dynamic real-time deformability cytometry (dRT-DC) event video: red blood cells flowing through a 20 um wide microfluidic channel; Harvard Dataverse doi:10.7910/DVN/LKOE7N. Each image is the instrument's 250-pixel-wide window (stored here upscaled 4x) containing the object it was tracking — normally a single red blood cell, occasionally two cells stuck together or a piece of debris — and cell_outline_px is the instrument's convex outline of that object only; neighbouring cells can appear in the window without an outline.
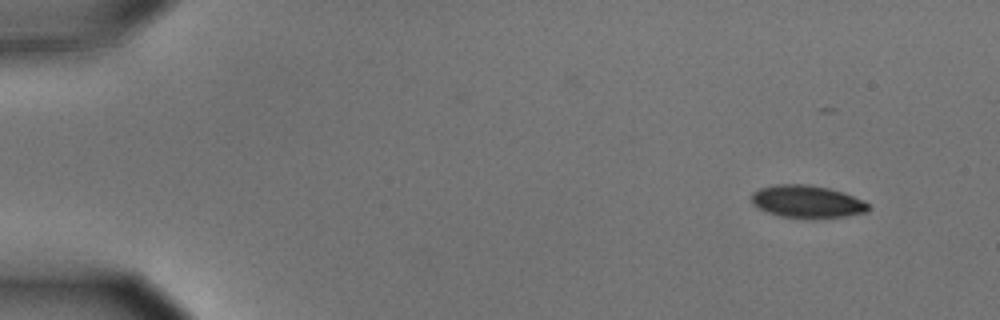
{"species": "common noctule bat (a hibernating species)", "species_latin": "Nyctalus noctula", "temperature_condition": "cold", "stored_images_in_passage": 7, "camera_frame_rate_fps": 3000, "um_per_image_px": 0.085, "animal": {"sex": "male", "body_mass_g": 15.6}, "frame": {"image": 1, "passage_image": 1, "time_ms": 0.0, "image_size_px": [1000, 320], "cell_outline_px": [[872, 208], [868, 212], [844, 216], [812, 220], [780, 216], [768, 212], [752, 204], [752, 192], [760, 188], [776, 184], [808, 184], [828, 188], [844, 192], [864, 200]], "centroid_in_image_um": [68.64, 17.15], "position_along_channel_um": 16.4, "area_um2": 22.6}}
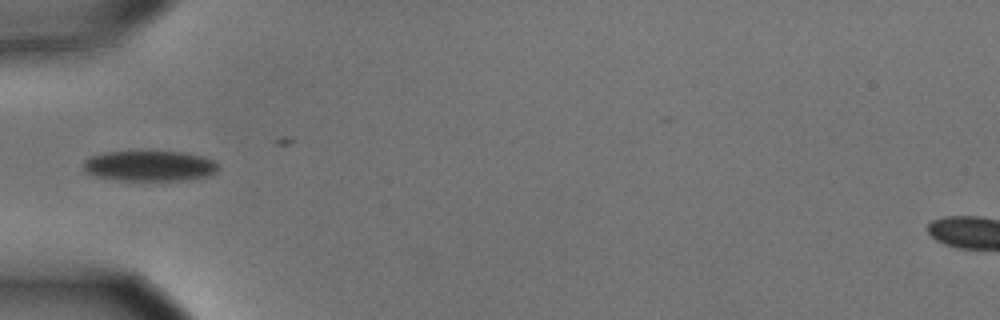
{"frame": {"image": 2, "passage_image": 5, "time_ms": 1.333, "image_size_px": [1000, 320], "cell_outline_px": [[220, 168], [216, 172], [208, 176], [188, 180], [116, 180], [96, 176], [88, 172], [84, 168], [84, 160], [92, 156], [108, 152], [184, 152], [204, 156], [216, 160], [220, 164]], "centroid_in_image_um": [12.82, 14.1], "position_along_channel_um": 72.2, "area_um2": 23.99}}
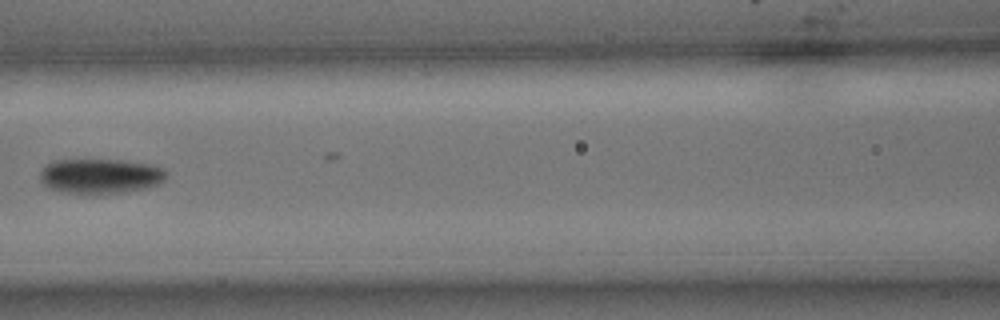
{"frame": {"image": 3, "passage_image": 7, "time_ms": 2.0, "image_size_px": [1000, 320], "cell_outline_px": [[168, 172], [164, 180], [156, 184], [144, 188], [96, 196], [84, 196], [60, 192], [48, 188], [40, 180], [40, 168], [52, 160], [120, 160], [152, 164], [164, 168]], "centroid_in_image_um": [8.46, 14.99], "position_along_channel_um": 158.1, "area_um2": 26.47}}